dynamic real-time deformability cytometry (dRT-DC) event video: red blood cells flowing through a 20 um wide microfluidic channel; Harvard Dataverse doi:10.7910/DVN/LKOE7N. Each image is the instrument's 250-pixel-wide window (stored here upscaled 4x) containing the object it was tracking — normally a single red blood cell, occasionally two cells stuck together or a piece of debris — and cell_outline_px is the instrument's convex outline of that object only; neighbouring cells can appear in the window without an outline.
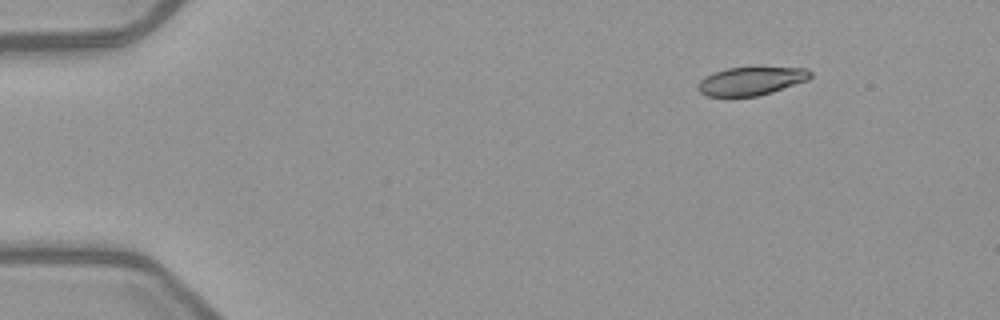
{"species": "common noctule bat (a hibernating species)", "species_latin": "Nyctalus noctula", "temperature_condition": "warm", "stored_images_in_passage": 5, "camera_frame_rate_fps": 3000, "um_per_image_px": 0.085, "animal": {"sex": "female", "body_mass_g": 21.9}, "frame": {"image": 1, "passage_image": 2, "time_ms": 2.0, "image_size_px": [1000, 320], "cell_outline_px": [[812, 76], [808, 80], [772, 92], [756, 96], [708, 96], [700, 92], [696, 88], [696, 84], [704, 76], [728, 68], [808, 68], [812, 72]], "centroid_in_image_um": [63.83, 6.89], "position_along_channel_um": 21.2, "area_um2": 18.38}}
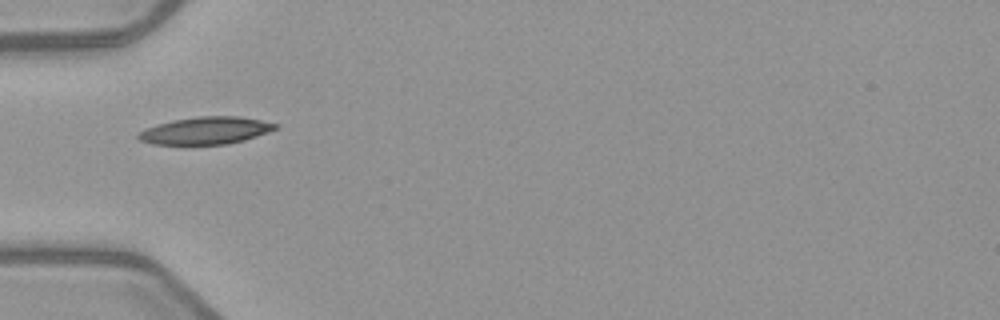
{"frame": {"image": 2, "passage_image": 5, "time_ms": 5.667, "image_size_px": [1000, 320], "cell_outline_px": [[280, 124], [276, 128], [268, 132], [244, 140], [228, 144], [152, 144], [140, 140], [136, 136], [144, 128], [172, 120], [196, 116], [240, 116]], "centroid_in_image_um": [17.48, 11.09], "position_along_channel_um": 67.5, "area_um2": 21.79}}